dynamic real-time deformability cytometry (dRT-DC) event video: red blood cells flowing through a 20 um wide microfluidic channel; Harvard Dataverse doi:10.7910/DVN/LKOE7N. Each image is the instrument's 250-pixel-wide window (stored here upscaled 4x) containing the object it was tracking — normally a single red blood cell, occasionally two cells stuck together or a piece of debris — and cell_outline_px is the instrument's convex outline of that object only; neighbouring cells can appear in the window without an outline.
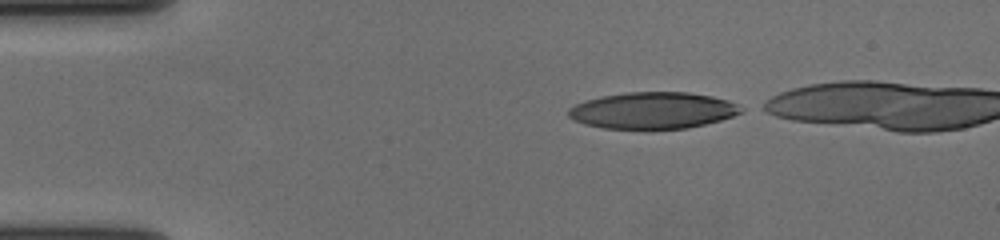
{"species": "human", "species_latin": "Homo sapiens", "temperature_condition": "cold", "stored_images_in_passage": 41, "camera_frame_rate_fps": 3000, "um_per_image_px": 0.085, "donor": {"sex": "female"}, "frame": {"image": 1, "passage_image": 1, "time_ms": 0.0, "image_size_px": [1000, 240], "cell_outline_px": [[744, 112], [720, 120], [688, 128], [604, 128], [584, 124], [572, 120], [568, 116], [568, 108], [584, 100], [600, 96], [628, 92], [688, 92], [712, 96], [728, 100], [744, 108]], "centroid_in_image_um": [55.47, 9.38], "position_along_channel_um": 29.5, "area_um2": 36.76}}
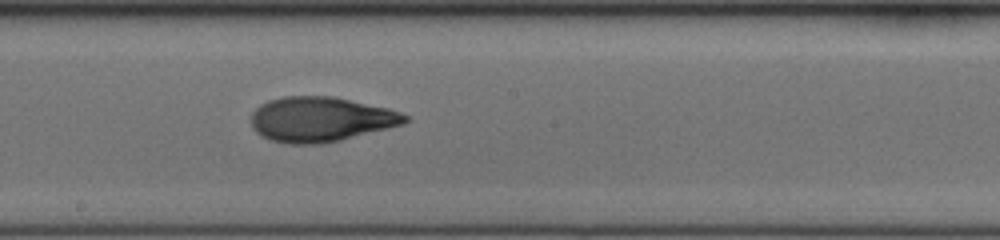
{"frame": {"image": 2, "passage_image": 22, "time_ms": 7.0, "image_size_px": [1000, 240], "cell_outline_px": [[408, 120], [404, 124], [340, 140], [320, 144], [288, 144], [272, 140], [260, 136], [252, 128], [252, 112], [260, 104], [268, 100], [284, 96], [332, 96], [388, 108], [400, 112], [408, 116]], "centroid_in_image_um": [27.23, 10.14], "position_along_channel_um": 221.0, "area_um2": 40.23}}
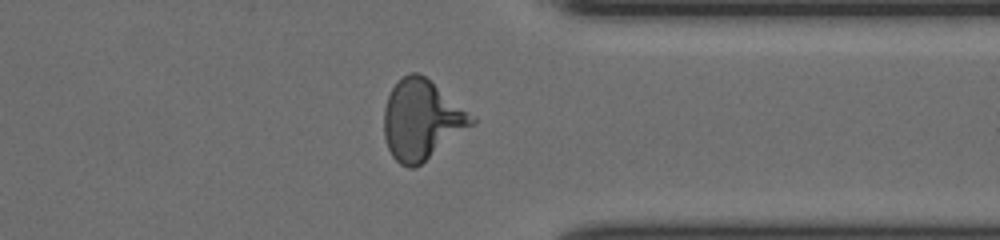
{"frame": {"image": 3, "passage_image": 35, "time_ms": 11.333, "image_size_px": [1000, 240], "cell_outline_px": [[476, 124], [416, 168], [408, 168], [400, 164], [392, 156], [388, 148], [384, 136], [384, 108], [388, 96], [392, 88], [404, 76], [412, 72], [416, 72], [424, 76], [476, 116]], "centroid_in_image_um": [35.87, 10.22], "position_along_channel_um": 375.5, "area_um2": 40.92}}